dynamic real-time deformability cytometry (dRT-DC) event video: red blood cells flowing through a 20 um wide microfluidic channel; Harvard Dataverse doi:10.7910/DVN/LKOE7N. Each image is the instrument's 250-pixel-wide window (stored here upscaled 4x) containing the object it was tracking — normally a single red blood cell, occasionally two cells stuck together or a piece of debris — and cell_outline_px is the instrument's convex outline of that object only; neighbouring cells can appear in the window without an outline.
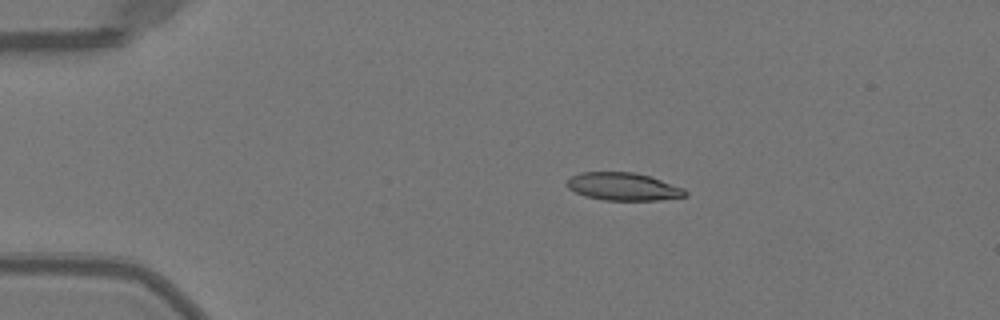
{"species": "Egyptian fruit bat (a non-hibernating species)", "species_latin": "Rousettus aegyptiacus", "temperature_condition": "warm", "stored_images_in_passage": 25, "camera_frame_rate_fps": 3000, "um_per_image_px": 0.085, "animal": {"sex": "female"}, "frame": {"image": 1, "passage_image": 1, "time_ms": 0.0, "image_size_px": [1000, 320], "cell_outline_px": [[688, 196], [660, 200], [604, 200], [584, 196], [568, 188], [564, 184], [572, 176], [580, 172], [632, 172], [648, 176], [684, 188], [688, 192]], "centroid_in_image_um": [52.97, 15.87], "position_along_channel_um": 32.0, "area_um2": 19.13}}
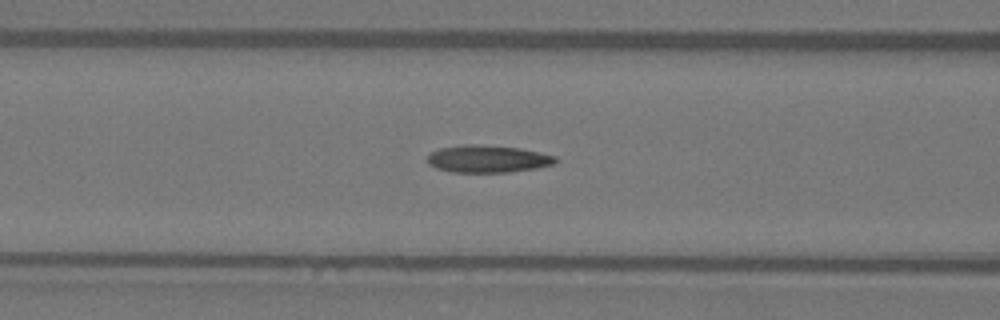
{"frame": {"image": 2, "passage_image": 12, "time_ms": 3.667, "image_size_px": [1000, 320], "cell_outline_px": [[560, 160], [556, 164], [536, 168], [508, 172], [452, 172], [436, 168], [428, 164], [428, 152], [440, 148], [464, 144], [476, 144], [520, 148], [540, 152], [556, 156]], "centroid_in_image_um": [41.48, 13.5], "position_along_channel_um": 125.1, "area_um2": 20.63}}
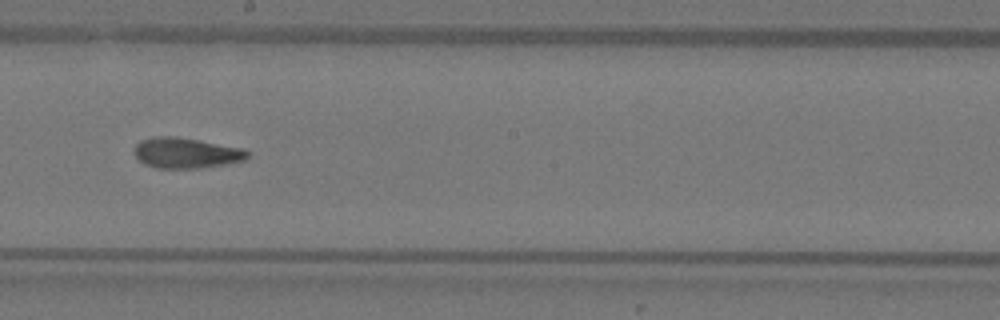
{"frame": {"image": 3, "passage_image": 20, "time_ms": 6.333, "image_size_px": [1000, 320], "cell_outline_px": [[248, 156], [244, 160], [224, 164], [200, 168], [156, 168], [144, 164], [132, 152], [136, 144], [140, 140], [152, 136], [176, 136], [200, 140], [244, 148], [248, 152]], "centroid_in_image_um": [15.78, 12.99], "position_along_channel_um": 232.4, "area_um2": 20.29}}